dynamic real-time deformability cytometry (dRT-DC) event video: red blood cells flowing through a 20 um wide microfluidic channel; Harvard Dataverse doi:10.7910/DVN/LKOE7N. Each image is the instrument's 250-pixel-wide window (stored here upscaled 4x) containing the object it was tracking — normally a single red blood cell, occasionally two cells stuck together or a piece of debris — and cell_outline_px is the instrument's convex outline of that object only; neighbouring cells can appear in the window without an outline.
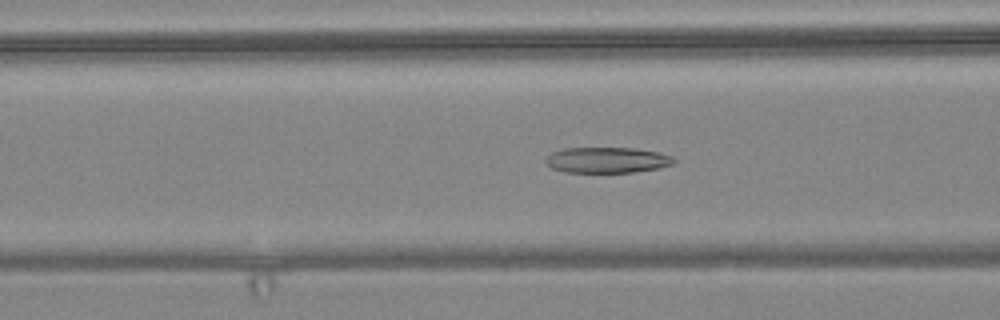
{"species": "common noctule bat (a hibernating species)", "species_latin": "Nyctalus noctula", "temperature_condition": "warm", "stored_images_in_passage": 56, "camera_frame_rate_fps": 3000, "um_per_image_px": 0.085, "animal": {"sex": "female", "body_mass_g": 24.6, "forearm_length_mm": 56.2}, "frame": {"image": 1, "passage_image": 21, "time_ms": 6.667, "image_size_px": [1000, 320], "cell_outline_px": [[676, 164], [660, 168], [632, 172], [564, 172], [552, 168], [544, 164], [544, 160], [552, 152], [564, 148], [632, 148], [660, 152], [672, 156], [676, 160]], "centroid_in_image_um": [51.62, 13.6], "position_along_channel_um": 115.0, "area_um2": 19.42}}
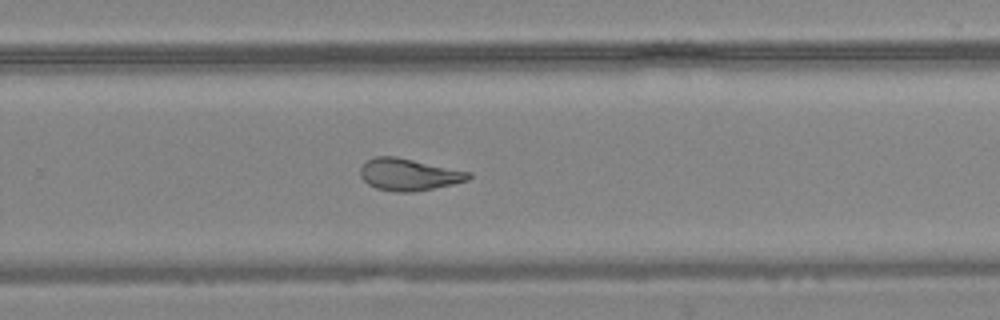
{"frame": {"image": 2, "passage_image": 36, "time_ms": 11.667, "image_size_px": [1000, 320], "cell_outline_px": [[472, 176], [468, 180], [452, 184], [412, 192], [396, 192], [376, 188], [368, 184], [360, 176], [360, 168], [364, 160], [376, 156], [396, 156], [472, 172]], "centroid_in_image_um": [34.72, 14.82], "position_along_channel_um": 295.1, "area_um2": 20.29}}
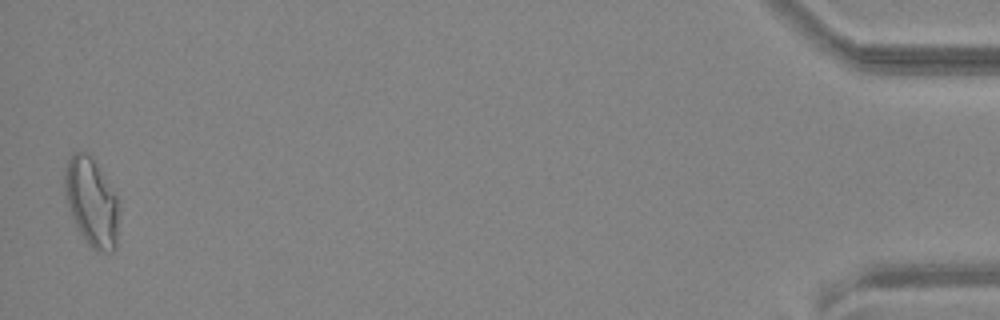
{"frame": {"image": 3, "passage_image": 55, "time_ms": 18.0, "image_size_px": [1000, 320], "cell_outline_px": [[120, 212], [116, 248], [112, 252], [96, 252], [88, 244], [76, 228], [64, 192], [64, 168], [72, 152], [88, 152], [116, 196], [120, 208]], "centroid_in_image_um": [7.79, 17.23], "position_along_channel_um": 427.4, "area_um2": 28.15}, "authors_computed_cell_mechanics": {"area_um2": 21.7906, "velocity_mm_per_s": 3.606, "shape_relaxation_time_tau1_ms": null, "shape_relaxation_time_tau2_ms": 3.0056, "deformation_change_tau1": null, "deformation_change_tau2": 0.1178}}